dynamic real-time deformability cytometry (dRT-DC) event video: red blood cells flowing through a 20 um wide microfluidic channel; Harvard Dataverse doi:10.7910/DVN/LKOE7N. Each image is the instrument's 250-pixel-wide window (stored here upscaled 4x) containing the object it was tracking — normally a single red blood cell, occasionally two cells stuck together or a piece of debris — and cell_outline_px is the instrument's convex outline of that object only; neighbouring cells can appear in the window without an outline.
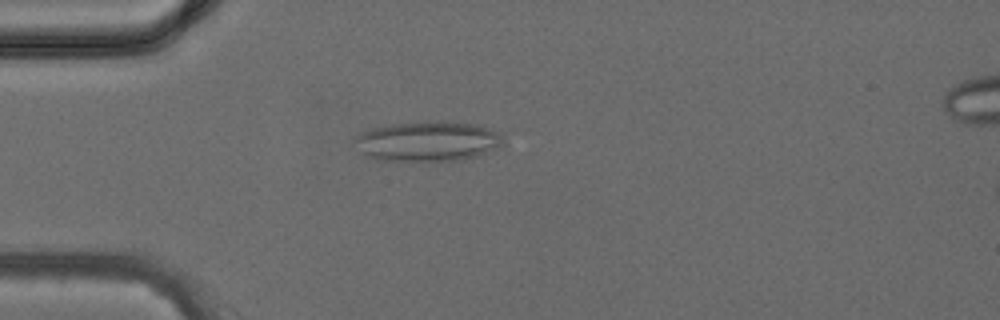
{"species": "common noctule bat (a hibernating species)", "species_latin": "Nyctalus noctula", "temperature_condition": "cold", "stored_images_in_passage": 39, "camera_frame_rate_fps": 3000, "um_per_image_px": 0.085, "animal": {"sex": "female", "body_mass_g": 24.6, "forearm_length_mm": 56.2}, "frame": {"image": 1, "passage_image": 11, "time_ms": 3.333, "image_size_px": [1000, 320], "cell_outline_px": [[504, 144], [476, 156], [460, 160], [376, 160], [364, 156], [352, 140], [356, 136], [372, 128], [388, 124], [436, 120], [440, 120], [472, 124], [496, 132], [504, 140]], "centroid_in_image_um": [36.28, 12.0], "position_along_channel_um": 48.7, "area_um2": 34.39}}
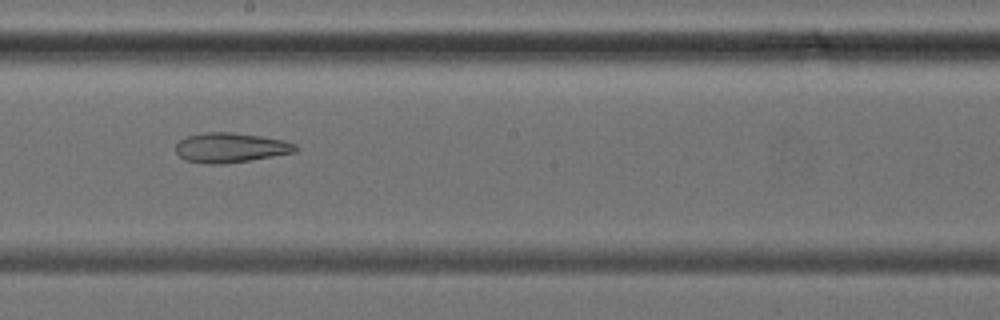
{"frame": {"image": 2, "passage_image": 22, "time_ms": 7.0, "image_size_px": [1000, 320], "cell_outline_px": [[296, 152], [248, 160], [220, 164], [208, 164], [184, 160], [176, 152], [176, 144], [180, 140], [188, 136], [204, 132], [232, 132], [260, 136], [284, 140], [296, 144]], "centroid_in_image_um": [19.57, 12.54], "position_along_channel_um": 228.6, "area_um2": 20.58}}
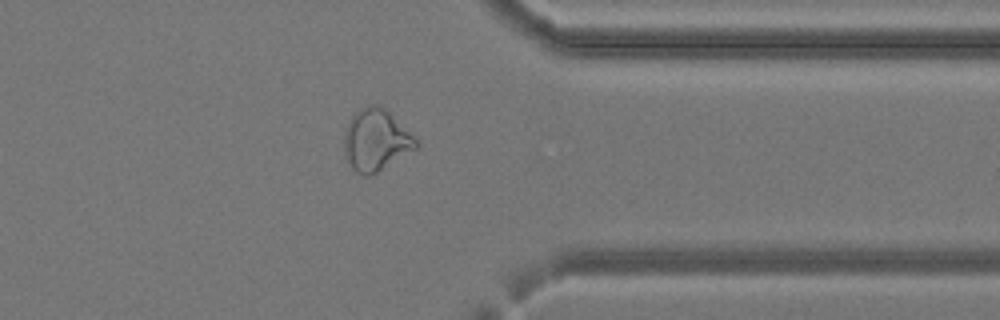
{"frame": {"image": 3, "passage_image": 31, "time_ms": 10.0, "image_size_px": [1000, 320], "cell_outline_px": [[420, 144], [416, 148], [376, 172], [368, 176], [364, 176], [356, 172], [352, 168], [344, 156], [344, 128], [352, 112], [368, 104], [380, 104]], "centroid_in_image_um": [31.87, 11.88], "position_along_channel_um": 379.5, "area_um2": 25.66}}